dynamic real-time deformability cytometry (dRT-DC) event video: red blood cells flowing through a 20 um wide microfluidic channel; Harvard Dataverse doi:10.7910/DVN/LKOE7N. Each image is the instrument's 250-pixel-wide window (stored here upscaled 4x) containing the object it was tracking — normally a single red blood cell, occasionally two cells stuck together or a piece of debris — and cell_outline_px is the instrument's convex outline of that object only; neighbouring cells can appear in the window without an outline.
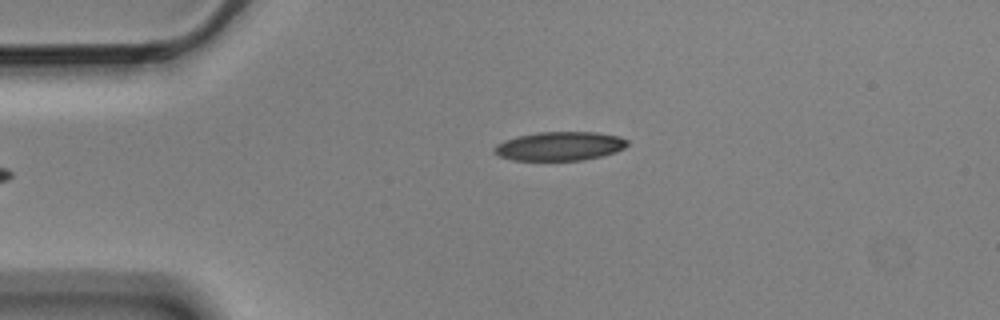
{"species": "Egyptian fruit bat (a non-hibernating species)", "species_latin": "Rousettus aegyptiacus", "temperature_condition": "cold", "stored_images_in_passage": 3, "camera_frame_rate_fps": 3000, "um_per_image_px": 0.085, "animal": {"sex": "male"}, "frame": {"image": 1, "passage_image": 3, "time_ms": 0.667, "image_size_px": [1000, 320], "cell_outline_px": [[628, 144], [624, 148], [616, 152], [584, 160], [512, 160], [500, 156], [492, 152], [492, 148], [496, 144], [504, 140], [520, 136], [540, 132], [596, 132], [620, 136], [628, 140]], "centroid_in_image_um": [47.57, 12.42], "position_along_channel_um": 37.4, "area_um2": 22.43}}